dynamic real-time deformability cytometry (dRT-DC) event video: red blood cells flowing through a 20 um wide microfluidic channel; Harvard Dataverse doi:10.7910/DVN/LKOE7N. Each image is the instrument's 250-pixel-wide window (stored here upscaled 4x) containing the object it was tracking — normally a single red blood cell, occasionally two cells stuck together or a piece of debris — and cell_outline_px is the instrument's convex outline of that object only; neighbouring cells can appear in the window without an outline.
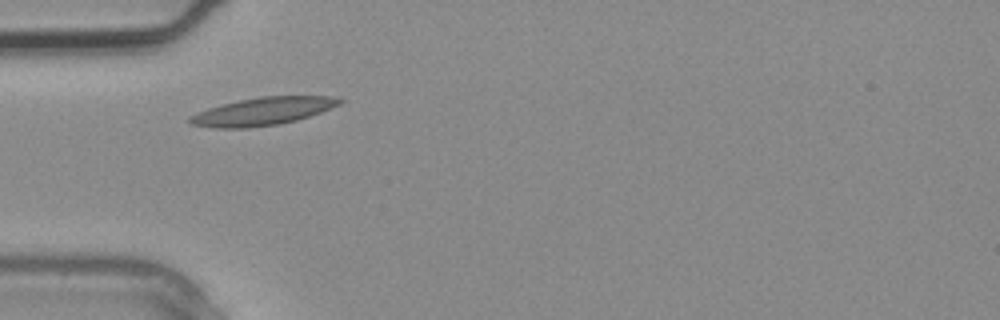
{"species": "common noctule bat (a hibernating species)", "species_latin": "Nyctalus noctula", "temperature_condition": "warm", "stored_images_in_passage": 4, "camera_frame_rate_fps": 3000, "um_per_image_px": 0.085, "animal": {"sex": "male", "body_mass_g": 20.4}, "frame": {"image": 1, "passage_image": 4, "time_ms": 1.0, "image_size_px": [1000, 320], "cell_outline_px": [[344, 100], [340, 104], [320, 112], [296, 120], [280, 124], [248, 128], [212, 128], [192, 124], [188, 120], [188, 116], [196, 112], [208, 108], [240, 100], [260, 96], [332, 96]], "centroid_in_image_um": [22.3, 9.47], "position_along_channel_um": 62.7, "area_um2": 24.16}}